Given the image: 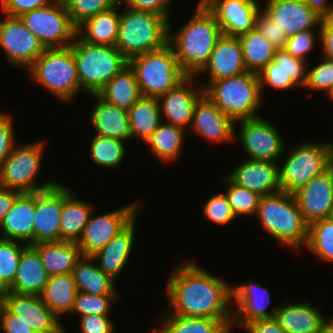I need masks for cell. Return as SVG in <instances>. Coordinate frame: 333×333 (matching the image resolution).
I'll use <instances>...</instances> for the list:
<instances>
[{
    "instance_id": "1",
    "label": "cell",
    "mask_w": 333,
    "mask_h": 333,
    "mask_svg": "<svg viewBox=\"0 0 333 333\" xmlns=\"http://www.w3.org/2000/svg\"><path fill=\"white\" fill-rule=\"evenodd\" d=\"M173 269L165 287L170 305L165 312L184 317L233 319L231 284L198 267L196 262L182 261Z\"/></svg>"
},
{
    "instance_id": "2",
    "label": "cell",
    "mask_w": 333,
    "mask_h": 333,
    "mask_svg": "<svg viewBox=\"0 0 333 333\" xmlns=\"http://www.w3.org/2000/svg\"><path fill=\"white\" fill-rule=\"evenodd\" d=\"M169 23L168 43L182 69L195 76L208 62L216 41L222 35L215 15L198 0L193 15L176 33Z\"/></svg>"
},
{
    "instance_id": "3",
    "label": "cell",
    "mask_w": 333,
    "mask_h": 333,
    "mask_svg": "<svg viewBox=\"0 0 333 333\" xmlns=\"http://www.w3.org/2000/svg\"><path fill=\"white\" fill-rule=\"evenodd\" d=\"M256 216L263 230L281 244L296 251L305 247L308 224L299 210L294 194L281 190L261 196Z\"/></svg>"
},
{
    "instance_id": "4",
    "label": "cell",
    "mask_w": 333,
    "mask_h": 333,
    "mask_svg": "<svg viewBox=\"0 0 333 333\" xmlns=\"http://www.w3.org/2000/svg\"><path fill=\"white\" fill-rule=\"evenodd\" d=\"M124 7L120 12L115 47L127 60L142 53L161 49L168 43L170 21L166 17Z\"/></svg>"
},
{
    "instance_id": "5",
    "label": "cell",
    "mask_w": 333,
    "mask_h": 333,
    "mask_svg": "<svg viewBox=\"0 0 333 333\" xmlns=\"http://www.w3.org/2000/svg\"><path fill=\"white\" fill-rule=\"evenodd\" d=\"M202 87L204 94L235 122L259 116L257 110L260 108L263 95L257 73L247 71L236 76L208 81V84Z\"/></svg>"
},
{
    "instance_id": "6",
    "label": "cell",
    "mask_w": 333,
    "mask_h": 333,
    "mask_svg": "<svg viewBox=\"0 0 333 333\" xmlns=\"http://www.w3.org/2000/svg\"><path fill=\"white\" fill-rule=\"evenodd\" d=\"M142 96L158 98L178 86L189 75L182 69L173 47L142 53L128 60Z\"/></svg>"
},
{
    "instance_id": "7",
    "label": "cell",
    "mask_w": 333,
    "mask_h": 333,
    "mask_svg": "<svg viewBox=\"0 0 333 333\" xmlns=\"http://www.w3.org/2000/svg\"><path fill=\"white\" fill-rule=\"evenodd\" d=\"M71 49L77 65L80 88L89 95L97 94L128 65V60L116 47L90 44L78 35L71 44Z\"/></svg>"
},
{
    "instance_id": "8",
    "label": "cell",
    "mask_w": 333,
    "mask_h": 333,
    "mask_svg": "<svg viewBox=\"0 0 333 333\" xmlns=\"http://www.w3.org/2000/svg\"><path fill=\"white\" fill-rule=\"evenodd\" d=\"M27 71L33 80L64 102L73 101L81 89L71 45L45 48Z\"/></svg>"
},
{
    "instance_id": "9",
    "label": "cell",
    "mask_w": 333,
    "mask_h": 333,
    "mask_svg": "<svg viewBox=\"0 0 333 333\" xmlns=\"http://www.w3.org/2000/svg\"><path fill=\"white\" fill-rule=\"evenodd\" d=\"M45 141L25 145H15L0 168V186L19 192H36L48 189L57 182L47 180L38 182L41 170ZM42 183V184H41Z\"/></svg>"
},
{
    "instance_id": "10",
    "label": "cell",
    "mask_w": 333,
    "mask_h": 333,
    "mask_svg": "<svg viewBox=\"0 0 333 333\" xmlns=\"http://www.w3.org/2000/svg\"><path fill=\"white\" fill-rule=\"evenodd\" d=\"M333 142L304 141L290 150L284 164L279 166L280 188L294 193L313 177L326 171Z\"/></svg>"
},
{
    "instance_id": "11",
    "label": "cell",
    "mask_w": 333,
    "mask_h": 333,
    "mask_svg": "<svg viewBox=\"0 0 333 333\" xmlns=\"http://www.w3.org/2000/svg\"><path fill=\"white\" fill-rule=\"evenodd\" d=\"M19 18L37 36L44 48L70 46L77 36V27L72 23L62 0H54Z\"/></svg>"
},
{
    "instance_id": "12",
    "label": "cell",
    "mask_w": 333,
    "mask_h": 333,
    "mask_svg": "<svg viewBox=\"0 0 333 333\" xmlns=\"http://www.w3.org/2000/svg\"><path fill=\"white\" fill-rule=\"evenodd\" d=\"M239 123V134L234 135L235 140L238 136L241 146L247 159L277 162L283 159L286 152L284 137L278 128L267 119L261 116L249 119H241Z\"/></svg>"
},
{
    "instance_id": "13",
    "label": "cell",
    "mask_w": 333,
    "mask_h": 333,
    "mask_svg": "<svg viewBox=\"0 0 333 333\" xmlns=\"http://www.w3.org/2000/svg\"><path fill=\"white\" fill-rule=\"evenodd\" d=\"M139 202H131L129 205L126 204L114 211L94 217L92 212L82 236L77 242L82 255L91 256L112 240L121 229L137 216L138 211L142 208Z\"/></svg>"
},
{
    "instance_id": "14",
    "label": "cell",
    "mask_w": 333,
    "mask_h": 333,
    "mask_svg": "<svg viewBox=\"0 0 333 333\" xmlns=\"http://www.w3.org/2000/svg\"><path fill=\"white\" fill-rule=\"evenodd\" d=\"M0 47L14 67L29 69L45 50L35 34L19 17L5 16L0 20Z\"/></svg>"
},
{
    "instance_id": "15",
    "label": "cell",
    "mask_w": 333,
    "mask_h": 333,
    "mask_svg": "<svg viewBox=\"0 0 333 333\" xmlns=\"http://www.w3.org/2000/svg\"><path fill=\"white\" fill-rule=\"evenodd\" d=\"M3 296L5 308L30 325L36 333H66L61 323L62 319L41 300L39 295L3 291Z\"/></svg>"
},
{
    "instance_id": "16",
    "label": "cell",
    "mask_w": 333,
    "mask_h": 333,
    "mask_svg": "<svg viewBox=\"0 0 333 333\" xmlns=\"http://www.w3.org/2000/svg\"><path fill=\"white\" fill-rule=\"evenodd\" d=\"M196 79L197 76H188L178 86L157 98L163 122L165 120L185 130L190 128L196 103L204 95L202 86L194 88Z\"/></svg>"
},
{
    "instance_id": "17",
    "label": "cell",
    "mask_w": 333,
    "mask_h": 333,
    "mask_svg": "<svg viewBox=\"0 0 333 333\" xmlns=\"http://www.w3.org/2000/svg\"><path fill=\"white\" fill-rule=\"evenodd\" d=\"M63 184L35 192L34 244L61 241Z\"/></svg>"
},
{
    "instance_id": "18",
    "label": "cell",
    "mask_w": 333,
    "mask_h": 333,
    "mask_svg": "<svg viewBox=\"0 0 333 333\" xmlns=\"http://www.w3.org/2000/svg\"><path fill=\"white\" fill-rule=\"evenodd\" d=\"M215 15L222 34L240 36L255 28L260 4L256 0H201Z\"/></svg>"
},
{
    "instance_id": "19",
    "label": "cell",
    "mask_w": 333,
    "mask_h": 333,
    "mask_svg": "<svg viewBox=\"0 0 333 333\" xmlns=\"http://www.w3.org/2000/svg\"><path fill=\"white\" fill-rule=\"evenodd\" d=\"M232 304H235L233 310L232 328L240 325L243 327L246 323L254 319L273 318L276 316L278 307H270V292L260 283H248L231 286Z\"/></svg>"
},
{
    "instance_id": "20",
    "label": "cell",
    "mask_w": 333,
    "mask_h": 333,
    "mask_svg": "<svg viewBox=\"0 0 333 333\" xmlns=\"http://www.w3.org/2000/svg\"><path fill=\"white\" fill-rule=\"evenodd\" d=\"M264 5L262 9L288 37L301 31L320 29L323 18L304 0H266Z\"/></svg>"
},
{
    "instance_id": "21",
    "label": "cell",
    "mask_w": 333,
    "mask_h": 333,
    "mask_svg": "<svg viewBox=\"0 0 333 333\" xmlns=\"http://www.w3.org/2000/svg\"><path fill=\"white\" fill-rule=\"evenodd\" d=\"M307 62L293 57L285 49H277L274 59L257 73L261 94L266 84L278 90L302 88L307 80Z\"/></svg>"
},
{
    "instance_id": "22",
    "label": "cell",
    "mask_w": 333,
    "mask_h": 333,
    "mask_svg": "<svg viewBox=\"0 0 333 333\" xmlns=\"http://www.w3.org/2000/svg\"><path fill=\"white\" fill-rule=\"evenodd\" d=\"M293 194L308 225L316 220L331 218L333 213V188L326 171L313 177Z\"/></svg>"
},
{
    "instance_id": "23",
    "label": "cell",
    "mask_w": 333,
    "mask_h": 333,
    "mask_svg": "<svg viewBox=\"0 0 333 333\" xmlns=\"http://www.w3.org/2000/svg\"><path fill=\"white\" fill-rule=\"evenodd\" d=\"M235 121L225 115L205 94L196 103L189 131L210 142H233Z\"/></svg>"
},
{
    "instance_id": "24",
    "label": "cell",
    "mask_w": 333,
    "mask_h": 333,
    "mask_svg": "<svg viewBox=\"0 0 333 333\" xmlns=\"http://www.w3.org/2000/svg\"><path fill=\"white\" fill-rule=\"evenodd\" d=\"M227 176L234 183L261 196L281 191L278 162L245 159Z\"/></svg>"
},
{
    "instance_id": "25",
    "label": "cell",
    "mask_w": 333,
    "mask_h": 333,
    "mask_svg": "<svg viewBox=\"0 0 333 333\" xmlns=\"http://www.w3.org/2000/svg\"><path fill=\"white\" fill-rule=\"evenodd\" d=\"M207 72L209 77L207 81L224 79L247 72L238 37L222 34L218 38L208 62L195 76Z\"/></svg>"
},
{
    "instance_id": "26",
    "label": "cell",
    "mask_w": 333,
    "mask_h": 333,
    "mask_svg": "<svg viewBox=\"0 0 333 333\" xmlns=\"http://www.w3.org/2000/svg\"><path fill=\"white\" fill-rule=\"evenodd\" d=\"M35 192L20 193L0 223V238L34 244Z\"/></svg>"
},
{
    "instance_id": "27",
    "label": "cell",
    "mask_w": 333,
    "mask_h": 333,
    "mask_svg": "<svg viewBox=\"0 0 333 333\" xmlns=\"http://www.w3.org/2000/svg\"><path fill=\"white\" fill-rule=\"evenodd\" d=\"M135 221H137L136 216L102 249L91 255L98 264L97 266L115 280L132 255L136 233Z\"/></svg>"
},
{
    "instance_id": "28",
    "label": "cell",
    "mask_w": 333,
    "mask_h": 333,
    "mask_svg": "<svg viewBox=\"0 0 333 333\" xmlns=\"http://www.w3.org/2000/svg\"><path fill=\"white\" fill-rule=\"evenodd\" d=\"M320 312L310 301H286L278 306L275 318L287 333H320L330 319Z\"/></svg>"
},
{
    "instance_id": "29",
    "label": "cell",
    "mask_w": 333,
    "mask_h": 333,
    "mask_svg": "<svg viewBox=\"0 0 333 333\" xmlns=\"http://www.w3.org/2000/svg\"><path fill=\"white\" fill-rule=\"evenodd\" d=\"M91 96L96 99V104L89 115L95 135L130 141L128 111L107 103L97 94H92Z\"/></svg>"
},
{
    "instance_id": "30",
    "label": "cell",
    "mask_w": 333,
    "mask_h": 333,
    "mask_svg": "<svg viewBox=\"0 0 333 333\" xmlns=\"http://www.w3.org/2000/svg\"><path fill=\"white\" fill-rule=\"evenodd\" d=\"M48 278L38 251L28 244L22 251L14 282L5 291L40 295Z\"/></svg>"
},
{
    "instance_id": "31",
    "label": "cell",
    "mask_w": 333,
    "mask_h": 333,
    "mask_svg": "<svg viewBox=\"0 0 333 333\" xmlns=\"http://www.w3.org/2000/svg\"><path fill=\"white\" fill-rule=\"evenodd\" d=\"M119 6L121 7L120 2L110 9L86 19L77 27V35L90 44L115 47L120 25Z\"/></svg>"
},
{
    "instance_id": "32",
    "label": "cell",
    "mask_w": 333,
    "mask_h": 333,
    "mask_svg": "<svg viewBox=\"0 0 333 333\" xmlns=\"http://www.w3.org/2000/svg\"><path fill=\"white\" fill-rule=\"evenodd\" d=\"M72 189L63 185V210L60 218L61 241L78 242L91 216L93 206L77 199Z\"/></svg>"
},
{
    "instance_id": "33",
    "label": "cell",
    "mask_w": 333,
    "mask_h": 333,
    "mask_svg": "<svg viewBox=\"0 0 333 333\" xmlns=\"http://www.w3.org/2000/svg\"><path fill=\"white\" fill-rule=\"evenodd\" d=\"M32 246L38 251L49 276L72 273L82 257L76 242H41Z\"/></svg>"
},
{
    "instance_id": "34",
    "label": "cell",
    "mask_w": 333,
    "mask_h": 333,
    "mask_svg": "<svg viewBox=\"0 0 333 333\" xmlns=\"http://www.w3.org/2000/svg\"><path fill=\"white\" fill-rule=\"evenodd\" d=\"M71 274L80 292L93 295H119L115 286L117 280L105 274L91 256L82 255Z\"/></svg>"
},
{
    "instance_id": "35",
    "label": "cell",
    "mask_w": 333,
    "mask_h": 333,
    "mask_svg": "<svg viewBox=\"0 0 333 333\" xmlns=\"http://www.w3.org/2000/svg\"><path fill=\"white\" fill-rule=\"evenodd\" d=\"M97 95L109 104L128 111L142 96L129 65L108 81Z\"/></svg>"
},
{
    "instance_id": "36",
    "label": "cell",
    "mask_w": 333,
    "mask_h": 333,
    "mask_svg": "<svg viewBox=\"0 0 333 333\" xmlns=\"http://www.w3.org/2000/svg\"><path fill=\"white\" fill-rule=\"evenodd\" d=\"M233 319L184 317L167 312L161 319V328L152 333H231Z\"/></svg>"
},
{
    "instance_id": "37",
    "label": "cell",
    "mask_w": 333,
    "mask_h": 333,
    "mask_svg": "<svg viewBox=\"0 0 333 333\" xmlns=\"http://www.w3.org/2000/svg\"><path fill=\"white\" fill-rule=\"evenodd\" d=\"M128 120L131 140L145 142L162 122L158 99L141 96L128 110Z\"/></svg>"
},
{
    "instance_id": "38",
    "label": "cell",
    "mask_w": 333,
    "mask_h": 333,
    "mask_svg": "<svg viewBox=\"0 0 333 333\" xmlns=\"http://www.w3.org/2000/svg\"><path fill=\"white\" fill-rule=\"evenodd\" d=\"M78 290L71 273L51 275L39 295L41 300L59 317L73 307ZM61 316V317H60Z\"/></svg>"
},
{
    "instance_id": "39",
    "label": "cell",
    "mask_w": 333,
    "mask_h": 333,
    "mask_svg": "<svg viewBox=\"0 0 333 333\" xmlns=\"http://www.w3.org/2000/svg\"><path fill=\"white\" fill-rule=\"evenodd\" d=\"M187 130L161 122L158 128L145 141L153 155L159 160L173 162L182 152Z\"/></svg>"
},
{
    "instance_id": "40",
    "label": "cell",
    "mask_w": 333,
    "mask_h": 333,
    "mask_svg": "<svg viewBox=\"0 0 333 333\" xmlns=\"http://www.w3.org/2000/svg\"><path fill=\"white\" fill-rule=\"evenodd\" d=\"M238 39L247 71L258 73L274 59L277 48L256 28L238 36Z\"/></svg>"
},
{
    "instance_id": "41",
    "label": "cell",
    "mask_w": 333,
    "mask_h": 333,
    "mask_svg": "<svg viewBox=\"0 0 333 333\" xmlns=\"http://www.w3.org/2000/svg\"><path fill=\"white\" fill-rule=\"evenodd\" d=\"M305 248L317 258L333 262V218L316 220L308 225Z\"/></svg>"
},
{
    "instance_id": "42",
    "label": "cell",
    "mask_w": 333,
    "mask_h": 333,
    "mask_svg": "<svg viewBox=\"0 0 333 333\" xmlns=\"http://www.w3.org/2000/svg\"><path fill=\"white\" fill-rule=\"evenodd\" d=\"M124 142L115 138H105L94 135L90 143V152L93 162L105 168H117L125 160Z\"/></svg>"
},
{
    "instance_id": "43",
    "label": "cell",
    "mask_w": 333,
    "mask_h": 333,
    "mask_svg": "<svg viewBox=\"0 0 333 333\" xmlns=\"http://www.w3.org/2000/svg\"><path fill=\"white\" fill-rule=\"evenodd\" d=\"M221 181L228 186L224 193L236 218L256 216L261 195L234 183L227 175L222 176Z\"/></svg>"
},
{
    "instance_id": "44",
    "label": "cell",
    "mask_w": 333,
    "mask_h": 333,
    "mask_svg": "<svg viewBox=\"0 0 333 333\" xmlns=\"http://www.w3.org/2000/svg\"><path fill=\"white\" fill-rule=\"evenodd\" d=\"M27 245L0 238V291L7 290L13 284L22 251Z\"/></svg>"
},
{
    "instance_id": "45",
    "label": "cell",
    "mask_w": 333,
    "mask_h": 333,
    "mask_svg": "<svg viewBox=\"0 0 333 333\" xmlns=\"http://www.w3.org/2000/svg\"><path fill=\"white\" fill-rule=\"evenodd\" d=\"M118 299H120V295H93L78 291L69 313H76L79 317L90 314L109 316L113 301H118Z\"/></svg>"
},
{
    "instance_id": "46",
    "label": "cell",
    "mask_w": 333,
    "mask_h": 333,
    "mask_svg": "<svg viewBox=\"0 0 333 333\" xmlns=\"http://www.w3.org/2000/svg\"><path fill=\"white\" fill-rule=\"evenodd\" d=\"M72 23L78 27L86 19L116 6L120 0H62Z\"/></svg>"
},
{
    "instance_id": "47",
    "label": "cell",
    "mask_w": 333,
    "mask_h": 333,
    "mask_svg": "<svg viewBox=\"0 0 333 333\" xmlns=\"http://www.w3.org/2000/svg\"><path fill=\"white\" fill-rule=\"evenodd\" d=\"M306 90L322 91L327 94L333 88V59L322 58L320 63L307 69Z\"/></svg>"
},
{
    "instance_id": "48",
    "label": "cell",
    "mask_w": 333,
    "mask_h": 333,
    "mask_svg": "<svg viewBox=\"0 0 333 333\" xmlns=\"http://www.w3.org/2000/svg\"><path fill=\"white\" fill-rule=\"evenodd\" d=\"M203 213L210 222L226 225L236 219L225 193L213 194L203 205Z\"/></svg>"
},
{
    "instance_id": "49",
    "label": "cell",
    "mask_w": 333,
    "mask_h": 333,
    "mask_svg": "<svg viewBox=\"0 0 333 333\" xmlns=\"http://www.w3.org/2000/svg\"><path fill=\"white\" fill-rule=\"evenodd\" d=\"M320 39V29L316 31L308 30L301 31L293 36L288 37L286 44L283 49H285L293 57L307 61V54L314 50L316 46V41Z\"/></svg>"
},
{
    "instance_id": "50",
    "label": "cell",
    "mask_w": 333,
    "mask_h": 333,
    "mask_svg": "<svg viewBox=\"0 0 333 333\" xmlns=\"http://www.w3.org/2000/svg\"><path fill=\"white\" fill-rule=\"evenodd\" d=\"M255 28L277 49H283L288 36L262 8L256 14Z\"/></svg>"
},
{
    "instance_id": "51",
    "label": "cell",
    "mask_w": 333,
    "mask_h": 333,
    "mask_svg": "<svg viewBox=\"0 0 333 333\" xmlns=\"http://www.w3.org/2000/svg\"><path fill=\"white\" fill-rule=\"evenodd\" d=\"M12 118L9 112H0V168L17 144Z\"/></svg>"
},
{
    "instance_id": "52",
    "label": "cell",
    "mask_w": 333,
    "mask_h": 333,
    "mask_svg": "<svg viewBox=\"0 0 333 333\" xmlns=\"http://www.w3.org/2000/svg\"><path fill=\"white\" fill-rule=\"evenodd\" d=\"M54 0H0L4 16L20 17L33 9L51 4Z\"/></svg>"
},
{
    "instance_id": "53",
    "label": "cell",
    "mask_w": 333,
    "mask_h": 333,
    "mask_svg": "<svg viewBox=\"0 0 333 333\" xmlns=\"http://www.w3.org/2000/svg\"><path fill=\"white\" fill-rule=\"evenodd\" d=\"M79 318L81 333H115V323L109 316L90 314Z\"/></svg>"
},
{
    "instance_id": "54",
    "label": "cell",
    "mask_w": 333,
    "mask_h": 333,
    "mask_svg": "<svg viewBox=\"0 0 333 333\" xmlns=\"http://www.w3.org/2000/svg\"><path fill=\"white\" fill-rule=\"evenodd\" d=\"M173 0H120L123 6L148 11L166 17L171 23L169 9Z\"/></svg>"
},
{
    "instance_id": "55",
    "label": "cell",
    "mask_w": 333,
    "mask_h": 333,
    "mask_svg": "<svg viewBox=\"0 0 333 333\" xmlns=\"http://www.w3.org/2000/svg\"><path fill=\"white\" fill-rule=\"evenodd\" d=\"M0 333H36L30 325L18 319V316L10 313L5 307L2 313Z\"/></svg>"
},
{
    "instance_id": "56",
    "label": "cell",
    "mask_w": 333,
    "mask_h": 333,
    "mask_svg": "<svg viewBox=\"0 0 333 333\" xmlns=\"http://www.w3.org/2000/svg\"><path fill=\"white\" fill-rule=\"evenodd\" d=\"M247 333H287L273 318L254 319L243 326Z\"/></svg>"
},
{
    "instance_id": "57",
    "label": "cell",
    "mask_w": 333,
    "mask_h": 333,
    "mask_svg": "<svg viewBox=\"0 0 333 333\" xmlns=\"http://www.w3.org/2000/svg\"><path fill=\"white\" fill-rule=\"evenodd\" d=\"M319 42L323 57L333 59V27L325 19L320 24Z\"/></svg>"
},
{
    "instance_id": "58",
    "label": "cell",
    "mask_w": 333,
    "mask_h": 333,
    "mask_svg": "<svg viewBox=\"0 0 333 333\" xmlns=\"http://www.w3.org/2000/svg\"><path fill=\"white\" fill-rule=\"evenodd\" d=\"M21 192L0 186V223Z\"/></svg>"
},
{
    "instance_id": "59",
    "label": "cell",
    "mask_w": 333,
    "mask_h": 333,
    "mask_svg": "<svg viewBox=\"0 0 333 333\" xmlns=\"http://www.w3.org/2000/svg\"><path fill=\"white\" fill-rule=\"evenodd\" d=\"M304 1L323 19L329 14L330 10L333 8V4H329L328 0H304Z\"/></svg>"
},
{
    "instance_id": "60",
    "label": "cell",
    "mask_w": 333,
    "mask_h": 333,
    "mask_svg": "<svg viewBox=\"0 0 333 333\" xmlns=\"http://www.w3.org/2000/svg\"><path fill=\"white\" fill-rule=\"evenodd\" d=\"M326 172L330 177L332 188H333V145H332V148H331L329 156H328Z\"/></svg>"
},
{
    "instance_id": "61",
    "label": "cell",
    "mask_w": 333,
    "mask_h": 333,
    "mask_svg": "<svg viewBox=\"0 0 333 333\" xmlns=\"http://www.w3.org/2000/svg\"><path fill=\"white\" fill-rule=\"evenodd\" d=\"M320 333H333V316L323 325Z\"/></svg>"
},
{
    "instance_id": "62",
    "label": "cell",
    "mask_w": 333,
    "mask_h": 333,
    "mask_svg": "<svg viewBox=\"0 0 333 333\" xmlns=\"http://www.w3.org/2000/svg\"><path fill=\"white\" fill-rule=\"evenodd\" d=\"M4 296L3 291H0V329H1V320H2V313L4 310Z\"/></svg>"
},
{
    "instance_id": "63",
    "label": "cell",
    "mask_w": 333,
    "mask_h": 333,
    "mask_svg": "<svg viewBox=\"0 0 333 333\" xmlns=\"http://www.w3.org/2000/svg\"><path fill=\"white\" fill-rule=\"evenodd\" d=\"M324 19L333 27V8Z\"/></svg>"
},
{
    "instance_id": "64",
    "label": "cell",
    "mask_w": 333,
    "mask_h": 333,
    "mask_svg": "<svg viewBox=\"0 0 333 333\" xmlns=\"http://www.w3.org/2000/svg\"><path fill=\"white\" fill-rule=\"evenodd\" d=\"M333 102V88L325 95Z\"/></svg>"
}]
</instances>
